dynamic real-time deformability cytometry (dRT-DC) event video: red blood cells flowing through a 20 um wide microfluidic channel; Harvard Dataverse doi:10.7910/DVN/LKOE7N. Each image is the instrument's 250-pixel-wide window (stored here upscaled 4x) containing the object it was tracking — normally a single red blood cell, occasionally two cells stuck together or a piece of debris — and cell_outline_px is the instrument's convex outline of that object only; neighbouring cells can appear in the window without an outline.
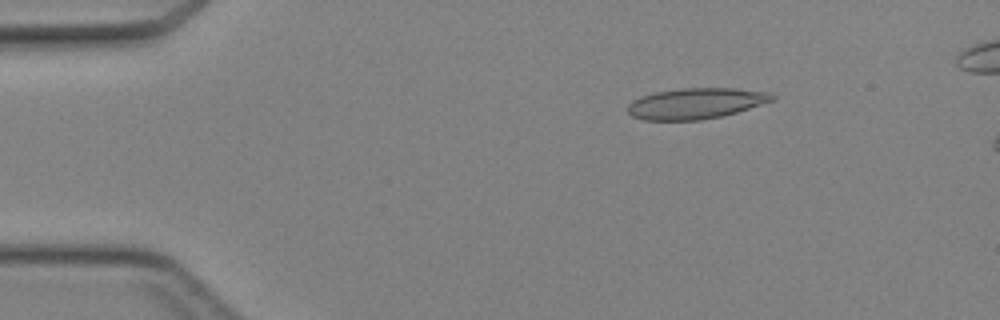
{"species": "Egyptian fruit bat (a non-hibernating species)", "species_latin": "Rousettus aegyptiacus", "temperature_condition": "cold", "stored_images_in_passage": 12, "camera_frame_rate_fps": 3000, "um_per_image_px": 0.085, "animal": {"sex": "female"}, "frame": {"image": 1, "passage_image": 7, "time_ms": 2.0, "image_size_px": [1000, 320], "cell_outline_px": [[776, 100], [736, 112], [720, 116], [700, 120], [644, 120], [632, 116], [628, 112], [628, 104], [632, 100], [640, 96], [656, 92], [680, 88], [736, 88], [768, 92], [776, 96]], "centroid_in_image_um": [59.15, 8.78], "position_along_channel_um": 25.9, "area_um2": 26.01}}